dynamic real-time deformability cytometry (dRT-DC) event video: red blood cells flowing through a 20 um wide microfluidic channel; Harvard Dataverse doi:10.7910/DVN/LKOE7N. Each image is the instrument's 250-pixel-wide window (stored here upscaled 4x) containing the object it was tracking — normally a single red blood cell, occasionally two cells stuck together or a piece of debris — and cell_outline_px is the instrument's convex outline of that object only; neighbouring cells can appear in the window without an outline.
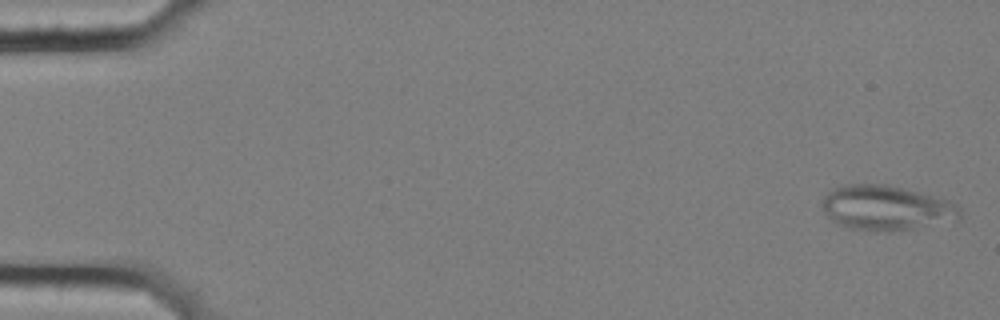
{"species": "common noctule bat (a hibernating species)", "species_latin": "Nyctalus noctula", "temperature_condition": "cold", "stored_images_in_passage": 58, "segment_of_instrument_passage": [1, 2], "camera_frame_rate_fps": 3000, "um_per_image_px": 0.085, "animal": {"sex": "female", "body_mass_g": 25.1}, "frame": {"image": 1, "passage_image": 2, "time_ms": 0.333, "image_size_px": [1000, 320], "cell_outline_px": [[960, 216], [956, 220], [892, 232], [872, 232], [844, 228], [836, 224], [824, 212], [820, 200], [832, 188], [844, 184], [884, 184], [920, 192], [948, 200], [956, 204], [960, 208]], "centroid_in_image_um": [75.26, 17.68], "position_along_channel_um": 9.7, "area_um2": 36.47}}